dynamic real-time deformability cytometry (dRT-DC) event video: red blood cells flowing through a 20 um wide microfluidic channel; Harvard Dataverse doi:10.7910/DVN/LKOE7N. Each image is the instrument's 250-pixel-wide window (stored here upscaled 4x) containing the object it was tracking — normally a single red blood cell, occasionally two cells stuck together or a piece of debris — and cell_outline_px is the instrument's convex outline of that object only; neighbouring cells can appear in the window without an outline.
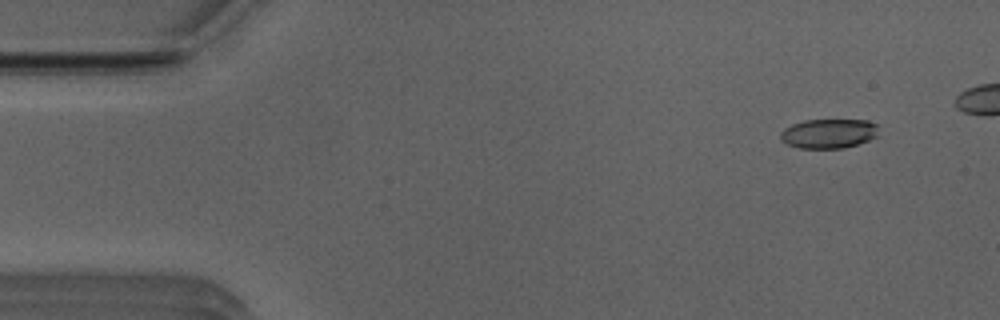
{"species": "Egyptian fruit bat (a non-hibernating species)", "species_latin": "Rousettus aegyptiacus", "temperature_condition": "room temperature", "stored_images_in_passage": 12, "camera_frame_rate_fps": 3000, "um_per_image_px": 0.085, "animal": {"sex": "male"}, "frame": {"image": 1, "passage_image": 1, "time_ms": 0.0, "image_size_px": [1000, 320], "cell_outline_px": [[876, 136], [868, 140], [844, 148], [800, 148], [788, 144], [780, 140], [780, 132], [784, 128], [792, 124], [804, 120], [868, 120], [876, 124]], "centroid_in_image_um": [70.39, 11.34], "position_along_channel_um": 14.6, "area_um2": 16.7}}